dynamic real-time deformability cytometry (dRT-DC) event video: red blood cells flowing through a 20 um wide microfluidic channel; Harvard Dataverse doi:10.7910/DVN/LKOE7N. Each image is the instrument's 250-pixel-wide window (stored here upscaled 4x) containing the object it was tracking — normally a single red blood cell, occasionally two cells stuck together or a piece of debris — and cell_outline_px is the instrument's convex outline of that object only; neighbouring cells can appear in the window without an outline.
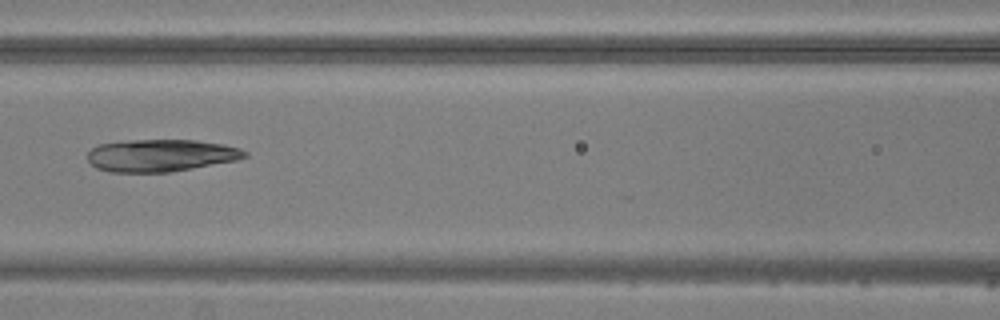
{"species": "common noctule bat (a hibernating species)", "species_latin": "Nyctalus noctula", "temperature_condition": "warm", "stored_images_in_passage": 3, "camera_frame_rate_fps": 3000, "um_per_image_px": 0.085, "animal": {"sex": "male", "body_mass_g": 20.5, "forearm_length_mm": 52.5}, "frame": {"image": 1, "passage_image": 3, "time_ms": 2.333, "image_size_px": [1000, 320], "cell_outline_px": [[248, 156], [236, 160], [192, 168], [168, 172], [112, 172], [96, 168], [88, 160], [88, 152], [92, 148], [100, 144], [132, 140], [196, 140], [224, 144], [240, 148], [248, 152]], "centroid_in_image_um": [13.69, 13.21], "position_along_channel_um": 152.9, "area_um2": 29.42}}